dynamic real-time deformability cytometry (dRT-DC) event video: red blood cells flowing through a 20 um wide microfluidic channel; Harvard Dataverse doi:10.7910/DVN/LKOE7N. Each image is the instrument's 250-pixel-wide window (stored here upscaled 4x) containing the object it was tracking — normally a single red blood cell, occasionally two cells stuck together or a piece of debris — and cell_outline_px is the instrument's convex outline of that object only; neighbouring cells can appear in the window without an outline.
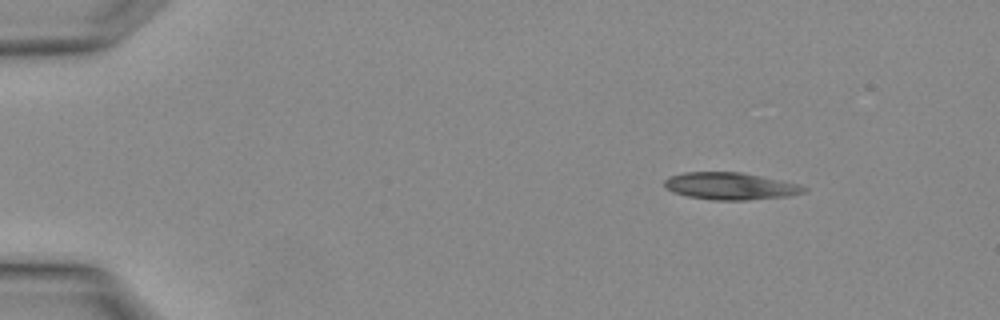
{"species": "Egyptian fruit bat (a non-hibernating species)", "species_latin": "Rousettus aegyptiacus", "temperature_condition": "warm", "stored_images_in_passage": 4, "camera_frame_rate_fps": 3000, "um_per_image_px": 0.085, "animal": {"sex": "female"}, "frame": {"image": 1, "passage_image": 1, "time_ms": 0.0, "image_size_px": [1000, 320], "cell_outline_px": [[808, 192], [788, 196], [748, 200], [712, 200], [688, 196], [672, 192], [664, 188], [664, 180], [668, 176], [684, 172], [740, 172], [800, 184], [808, 188]], "centroid_in_image_um": [62.07, 15.82], "position_along_channel_um": 22.9, "area_um2": 22.25}}